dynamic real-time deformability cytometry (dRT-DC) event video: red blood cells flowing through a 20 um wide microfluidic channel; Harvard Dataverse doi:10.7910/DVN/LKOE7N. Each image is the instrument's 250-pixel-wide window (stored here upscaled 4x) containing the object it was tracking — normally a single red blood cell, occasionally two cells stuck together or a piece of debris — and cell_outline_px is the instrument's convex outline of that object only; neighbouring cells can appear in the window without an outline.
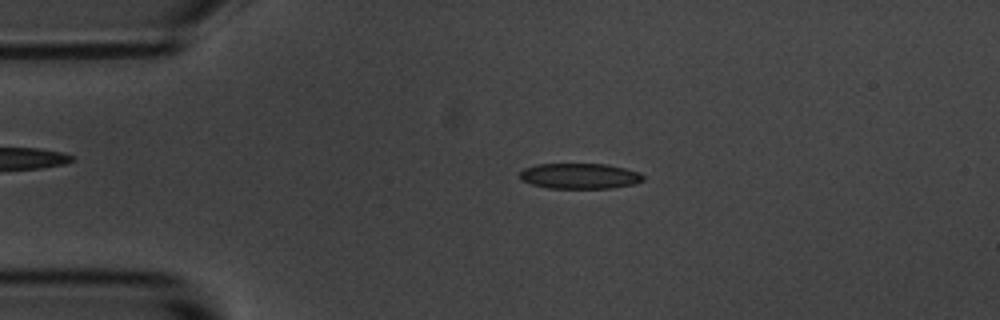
{"species": "common noctule bat (a hibernating species)", "species_latin": "Nyctalus noctula", "temperature_condition": "room temperature", "stored_images_in_passage": 4, "camera_frame_rate_fps": 3000, "um_per_image_px": 0.085, "animal": {"sex": "male", "body_mass_g": 20.1, "forearm_length_mm": 53.5}, "frame": {"image": 1, "passage_image": 3, "time_ms": 3.333, "image_size_px": [1000, 320], "cell_outline_px": [[644, 180], [636, 184], [612, 188], [548, 188], [532, 184], [524, 180], [520, 176], [520, 172], [524, 168], [540, 164], [608, 164], [640, 172], [644, 176]], "centroid_in_image_um": [49.34, 14.96], "position_along_channel_um": 35.7, "area_um2": 18.32}}